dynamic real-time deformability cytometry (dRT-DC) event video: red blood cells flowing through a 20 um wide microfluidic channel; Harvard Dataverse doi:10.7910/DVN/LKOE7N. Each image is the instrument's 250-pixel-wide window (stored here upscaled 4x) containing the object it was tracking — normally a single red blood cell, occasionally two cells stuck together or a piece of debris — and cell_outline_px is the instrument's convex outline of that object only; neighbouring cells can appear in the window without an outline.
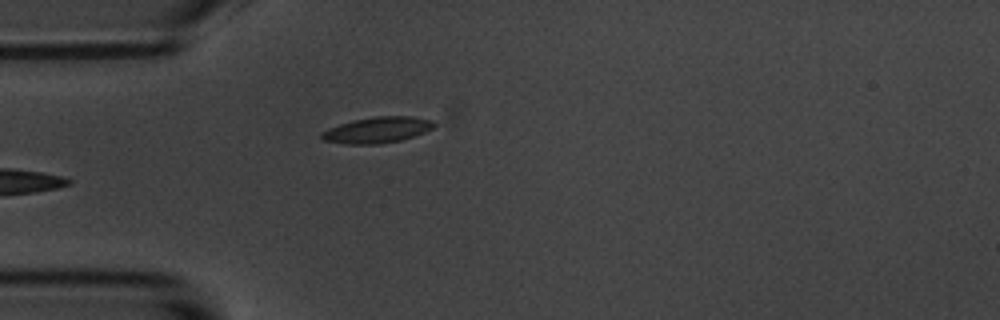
{"species": "common noctule bat (a hibernating species)", "species_latin": "Nyctalus noctula", "temperature_condition": "room temperature", "stored_images_in_passage": 4, "camera_frame_rate_fps": 3000, "um_per_image_px": 0.085, "animal": {"sex": "male", "body_mass_g": 20.1, "forearm_length_mm": 53.5}, "frame": {"image": 1, "passage_image": 4, "time_ms": 3.333, "image_size_px": [1000, 320], "cell_outline_px": [[436, 124], [432, 128], [424, 132], [400, 140], [376, 144], [344, 144], [324, 140], [320, 136], [320, 132], [328, 128], [352, 120], [372, 116], [412, 116], [432, 120]], "centroid_in_image_um": [32.03, 11.03], "position_along_channel_um": 53.0, "area_um2": 16.99}}